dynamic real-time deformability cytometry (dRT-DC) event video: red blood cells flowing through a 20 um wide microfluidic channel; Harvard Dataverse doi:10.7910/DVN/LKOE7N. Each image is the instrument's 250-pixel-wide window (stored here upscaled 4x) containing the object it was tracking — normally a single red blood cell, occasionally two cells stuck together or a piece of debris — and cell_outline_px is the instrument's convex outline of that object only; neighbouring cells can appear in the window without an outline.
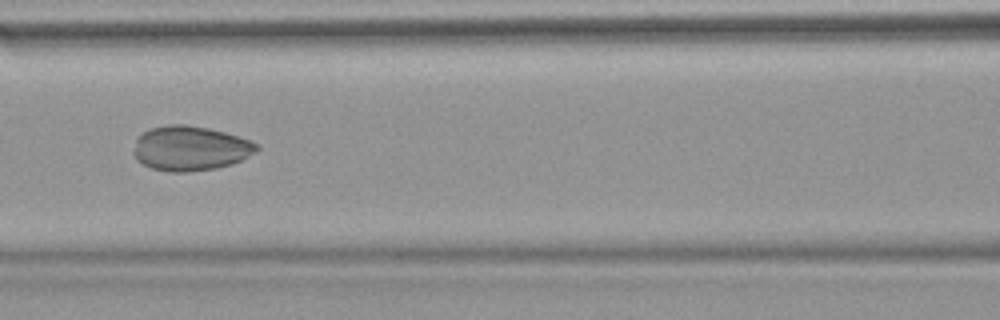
{"species": "common noctule bat (a hibernating species)", "species_latin": "Nyctalus noctula", "temperature_condition": "warm", "stored_images_in_passage": 52, "camera_frame_rate_fps": 3000, "um_per_image_px": 0.085, "animal": {"sex": "female", "body_mass_g": 18.4}, "frame": {"image": 1, "passage_image": 23, "time_ms": 7.333, "image_size_px": [1000, 320], "cell_outline_px": [[260, 148], [256, 152], [232, 164], [216, 168], [188, 172], [168, 172], [152, 168], [136, 160], [132, 152], [136, 140], [144, 132], [152, 128], [168, 124], [184, 124], [208, 128], [224, 132], [252, 140], [260, 144]], "centroid_in_image_um": [16.19, 12.61], "position_along_channel_um": 150.4, "area_um2": 32.19}}